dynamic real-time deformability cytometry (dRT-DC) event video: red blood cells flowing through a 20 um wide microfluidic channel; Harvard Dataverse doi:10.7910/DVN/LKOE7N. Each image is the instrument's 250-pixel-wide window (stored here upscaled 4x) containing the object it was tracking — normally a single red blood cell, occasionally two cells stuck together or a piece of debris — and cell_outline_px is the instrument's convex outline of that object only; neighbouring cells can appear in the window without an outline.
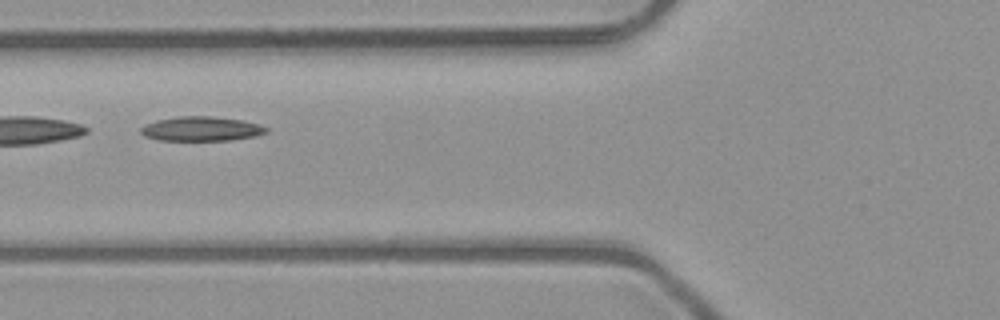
{"species": "common noctule bat (a hibernating species)", "species_latin": "Nyctalus noctula", "temperature_condition": "room temperature", "stored_images_in_passage": 8, "camera_frame_rate_fps": 3000, "um_per_image_px": 0.085, "animal": {"sex": "male", "body_mass_g": 23.1, "forearm_length_mm": 52.7}, "frame": {"image": 1, "passage_image": 7, "time_ms": 2.0, "image_size_px": [1000, 320], "cell_outline_px": [[268, 132], [256, 136], [232, 140], [160, 140], [144, 136], [140, 132], [140, 128], [156, 120], [176, 116], [212, 116], [244, 120], [260, 124], [268, 128]], "centroid_in_image_um": [17.15, 10.94], "position_along_channel_um": 108.6, "area_um2": 17.98}}
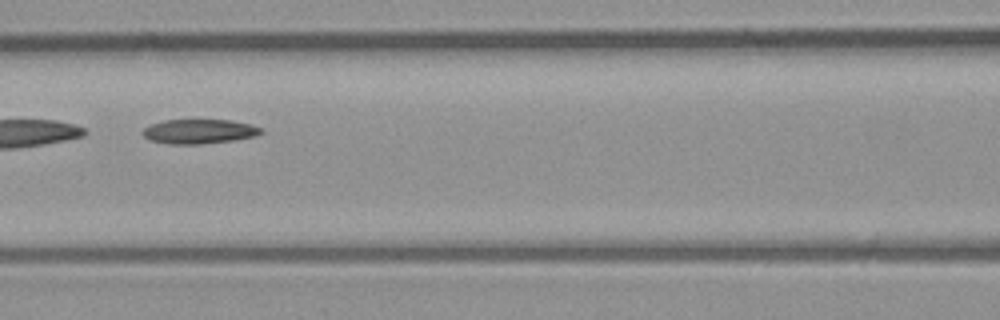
{"frame": {"image": 2, "passage_image": 8, "time_ms": 2.333, "image_size_px": [1000, 320], "cell_outline_px": [[264, 132], [256, 136], [232, 140], [200, 144], [168, 144], [148, 140], [140, 132], [144, 128], [152, 124], [164, 120], [228, 120], [252, 124], [264, 128]], "centroid_in_image_um": [16.94, 11.17], "position_along_channel_um": 149.7, "area_um2": 16.99}}